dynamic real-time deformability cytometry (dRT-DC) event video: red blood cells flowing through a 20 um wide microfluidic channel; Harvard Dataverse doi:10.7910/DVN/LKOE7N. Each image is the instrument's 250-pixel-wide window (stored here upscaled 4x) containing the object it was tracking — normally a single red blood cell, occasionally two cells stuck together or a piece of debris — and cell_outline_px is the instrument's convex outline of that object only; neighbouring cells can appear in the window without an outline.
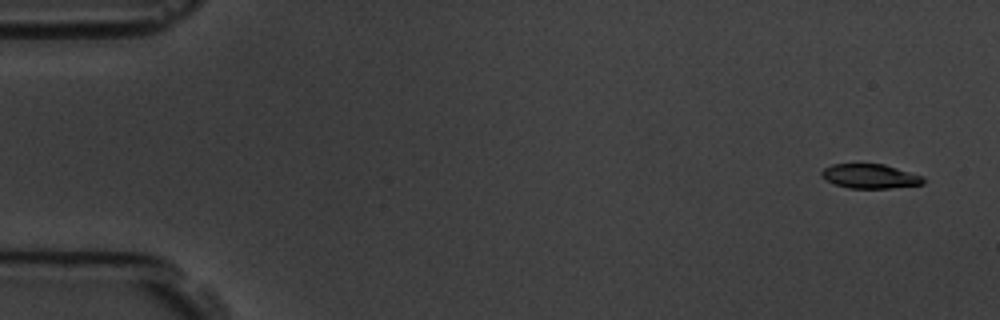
{"species": "common noctule bat (a hibernating species)", "species_latin": "Nyctalus noctula", "temperature_condition": "room temperature", "stored_images_in_passage": 5, "camera_frame_rate_fps": 3000, "um_per_image_px": 0.085, "animal": {"sex": "male", "body_mass_g": 19.5, "forearm_length_mm": 54.6}, "frame": {"image": 1, "passage_image": 1, "time_ms": 0.0, "image_size_px": [1000, 320], "cell_outline_px": [[924, 184], [892, 188], [848, 188], [836, 184], [820, 176], [820, 172], [824, 168], [832, 164], [884, 164], [924, 176]], "centroid_in_image_um": [73.97, 14.98], "position_along_channel_um": 11.0, "area_um2": 14.45}}
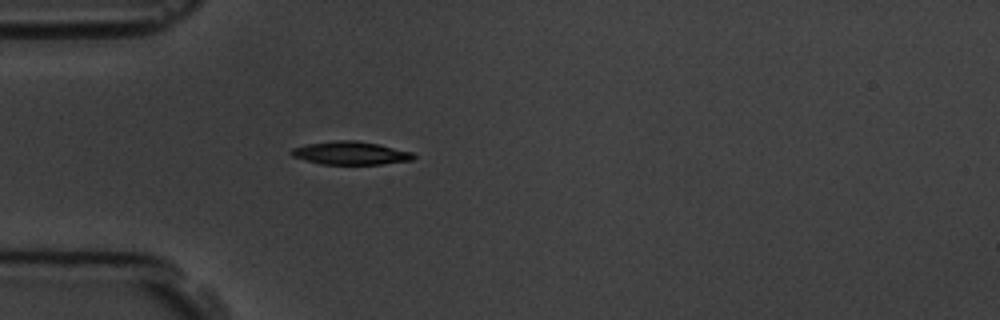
{"frame": {"image": 2, "passage_image": 5, "time_ms": 4.667, "image_size_px": [1000, 320], "cell_outline_px": [[416, 156], [412, 160], [380, 164], [320, 164], [292, 156], [288, 152], [292, 148], [308, 144], [336, 140], [356, 140], [376, 144], [412, 152]], "centroid_in_image_um": [29.76, 13.01], "position_along_channel_um": 55.2, "area_um2": 16.3}}